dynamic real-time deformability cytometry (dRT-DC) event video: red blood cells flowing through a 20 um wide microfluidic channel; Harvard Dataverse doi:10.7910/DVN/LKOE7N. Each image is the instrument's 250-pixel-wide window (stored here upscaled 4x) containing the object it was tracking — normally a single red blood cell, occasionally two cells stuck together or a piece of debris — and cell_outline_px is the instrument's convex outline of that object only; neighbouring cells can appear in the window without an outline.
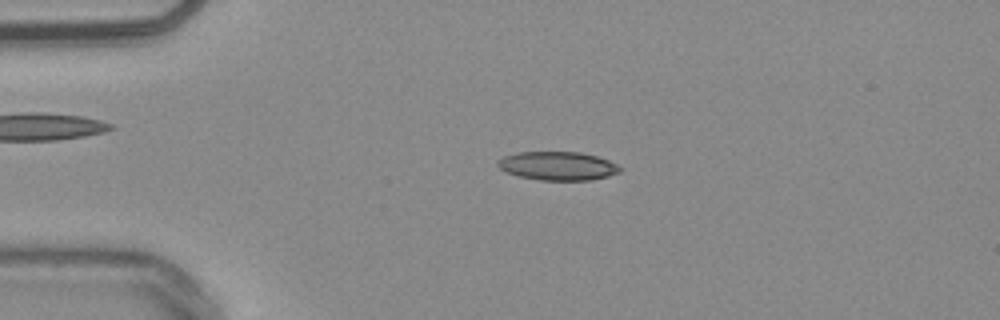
{"species": "common noctule bat (a hibernating species)", "species_latin": "Nyctalus noctula", "temperature_condition": "warm", "stored_images_in_passage": 42, "camera_frame_rate_fps": 3000, "um_per_image_px": 0.085, "animal": {"sex": "male", "body_mass_g": 20.4}, "frame": {"image": 1, "passage_image": 1, "time_ms": 0.0, "image_size_px": [1000, 320], "cell_outline_px": [[620, 172], [608, 176], [592, 180], [540, 180], [520, 176], [508, 172], [500, 168], [496, 164], [504, 156], [516, 152], [580, 152], [596, 156], [608, 160], [616, 164], [620, 168]], "centroid_in_image_um": [47.42, 14.1], "position_along_channel_um": 37.6, "area_um2": 20.17}}
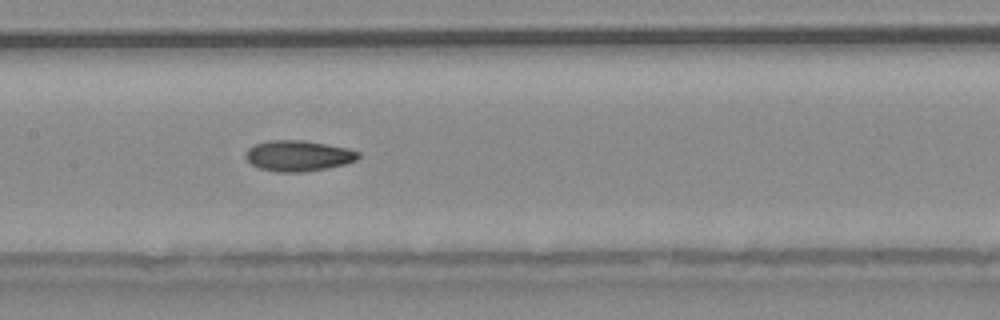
{"frame": {"image": 2, "passage_image": 15, "time_ms": 4.667, "image_size_px": [1000, 320], "cell_outline_px": [[360, 156], [356, 160], [344, 164], [304, 172], [276, 172], [260, 168], [252, 164], [244, 156], [248, 148], [256, 144], [268, 140], [304, 140], [348, 148], [360, 152]], "centroid_in_image_um": [25.35, 13.23], "position_along_channel_um": 182.1, "area_um2": 20.11}}
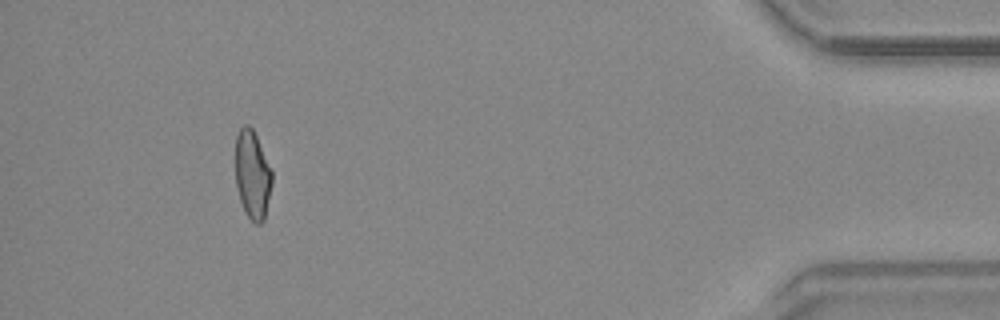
{"frame": {"image": 3, "passage_image": 38, "time_ms": 12.333, "image_size_px": [1000, 320], "cell_outline_px": [[272, 184], [264, 220], [260, 224], [256, 224], [244, 212], [240, 200], [236, 184], [236, 136], [240, 128], [244, 124], [248, 124], [252, 128], [272, 168]], "centroid_in_image_um": [21.46, 14.85], "position_along_channel_um": 413.7, "area_um2": 18.9}, "authors_computed_cell_mechanics": {"area_um2": 19.7387, "velocity_mm_per_s": 3.8383, "shape_relaxation_time_tau1_ms": null, "shape_relaxation_time_tau2_ms": 3.2206, "deformation_change_tau1": null, "deformation_change_tau2": 0.1026}}